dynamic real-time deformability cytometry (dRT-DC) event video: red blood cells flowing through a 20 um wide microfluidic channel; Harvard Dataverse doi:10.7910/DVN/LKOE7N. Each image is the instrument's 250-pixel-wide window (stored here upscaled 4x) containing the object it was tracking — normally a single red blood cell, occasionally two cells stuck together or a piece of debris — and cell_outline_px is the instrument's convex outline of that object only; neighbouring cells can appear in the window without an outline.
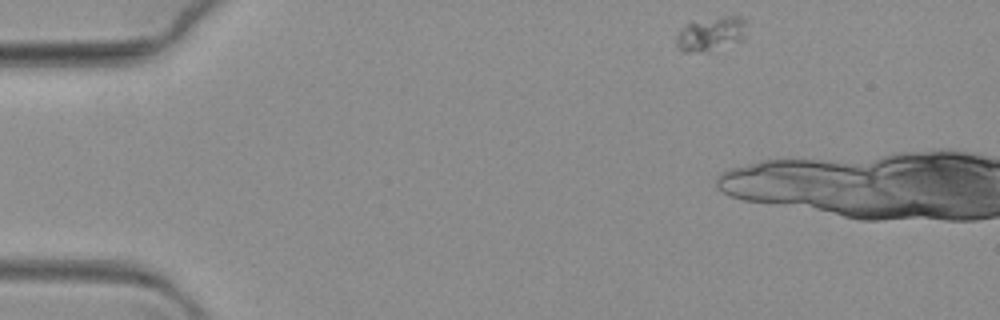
{"species": "common noctule bat (a hibernating species)", "species_latin": "Nyctalus noctula", "temperature_condition": "warm", "stored_images_in_passage": 7, "camera_frame_rate_fps": 3000, "um_per_image_px": 0.085, "animal": {"sex": "female", "body_mass_g": 19.3, "forearm_length_mm": 54.1}, "frame": {"image": 1, "passage_image": 1, "time_ms": 0.0, "image_size_px": [1000, 320], "cell_outline_px": [[748, 20], [744, 40], [708, 52], [680, 52], [676, 48], [676, 36], [680, 28], [688, 24], [724, 16], [740, 16]], "centroid_in_image_um": [60.46, 2.91], "position_along_channel_um": 24.5, "area_um2": 14.28}}